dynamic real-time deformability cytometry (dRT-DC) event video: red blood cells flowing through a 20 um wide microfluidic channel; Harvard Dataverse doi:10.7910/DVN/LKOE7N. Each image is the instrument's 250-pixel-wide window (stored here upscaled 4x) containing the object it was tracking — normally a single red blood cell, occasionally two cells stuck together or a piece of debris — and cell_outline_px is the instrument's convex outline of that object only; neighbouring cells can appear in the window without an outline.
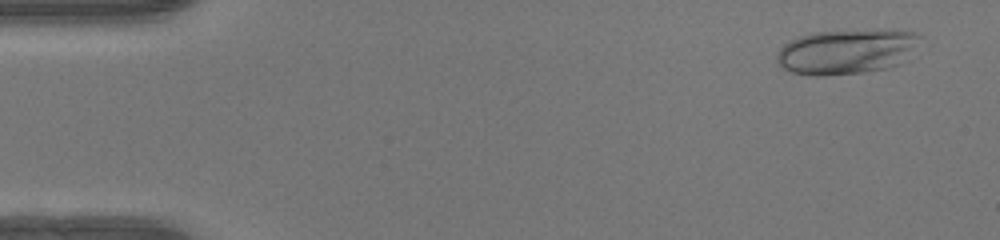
{"species": "human", "species_latin": "Homo sapiens", "temperature_condition": "warm", "stored_images_in_passage": 49, "camera_frame_rate_fps": 3000, "um_per_image_px": 0.085, "donor": {"sex": "female"}, "frame": {"image": 1, "passage_image": 3, "time_ms": 0.667, "image_size_px": [1000, 240], "cell_outline_px": [[924, 36], [912, 60], [900, 64], [884, 68], [864, 72], [824, 76], [816, 76], [792, 72], [784, 68], [776, 60], [776, 52], [784, 44], [800, 36], [816, 32], [916, 32]], "centroid_in_image_um": [72.03, 4.43], "position_along_channel_um": 13.0, "area_um2": 37.22}}
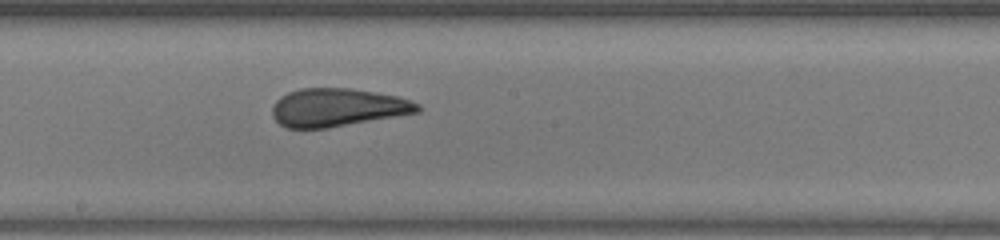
{"frame": {"image": 2, "passage_image": 27, "time_ms": 8.667, "image_size_px": [1000, 240], "cell_outline_px": [[420, 112], [328, 128], [288, 128], [280, 124], [272, 116], [272, 108], [276, 100], [280, 96], [288, 92], [300, 88], [352, 88], [396, 96], [420, 104]], "centroid_in_image_um": [28.66, 9.13], "position_along_channel_um": 219.5, "area_um2": 32.25}}
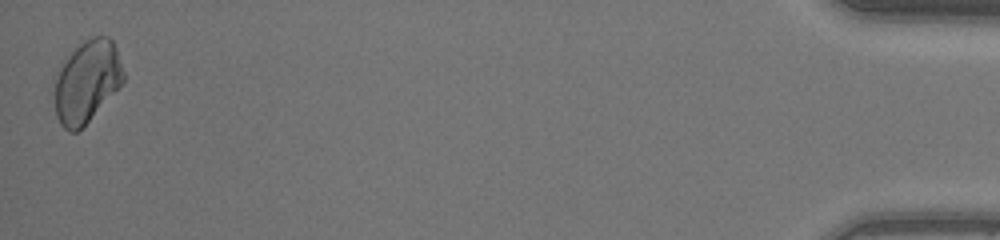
{"frame": {"image": 3, "passage_image": 49, "time_ms": 16.0, "image_size_px": [1000, 240], "cell_outline_px": [[124, 80], [88, 120], [76, 132], [68, 132], [60, 124], [56, 116], [56, 80], [60, 68], [68, 56], [84, 40], [92, 36], [108, 36], [112, 40], [116, 48], [124, 72]], "centroid_in_image_um": [7.39, 6.9], "position_along_channel_um": 427.8, "area_um2": 31.96}}